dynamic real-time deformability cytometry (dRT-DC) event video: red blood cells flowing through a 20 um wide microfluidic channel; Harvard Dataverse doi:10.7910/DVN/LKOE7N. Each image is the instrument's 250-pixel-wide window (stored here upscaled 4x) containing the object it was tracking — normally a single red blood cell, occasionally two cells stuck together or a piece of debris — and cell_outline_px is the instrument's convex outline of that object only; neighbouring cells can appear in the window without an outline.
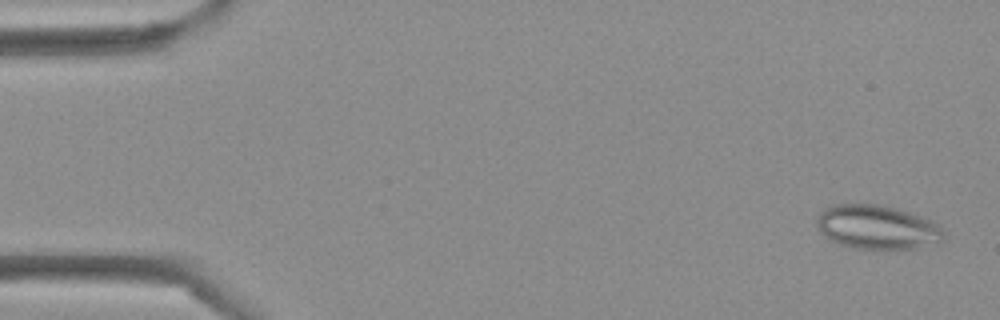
{"species": "Egyptian fruit bat (a non-hibernating species)", "species_latin": "Rousettus aegyptiacus", "temperature_condition": "cold", "stored_images_in_passage": 44, "camera_frame_rate_fps": 3000, "um_per_image_px": 0.085, "frame": {"image": 1, "passage_image": 2, "time_ms": 0.333, "image_size_px": [1000, 320], "cell_outline_px": [[944, 240], [916, 248], [856, 248], [840, 244], [824, 236], [816, 224], [816, 216], [824, 208], [832, 204], [880, 204], [896, 208], [932, 220], [940, 224], [944, 232]], "centroid_in_image_um": [74.55, 19.28], "position_along_channel_um": 10.4, "area_um2": 32.54}}
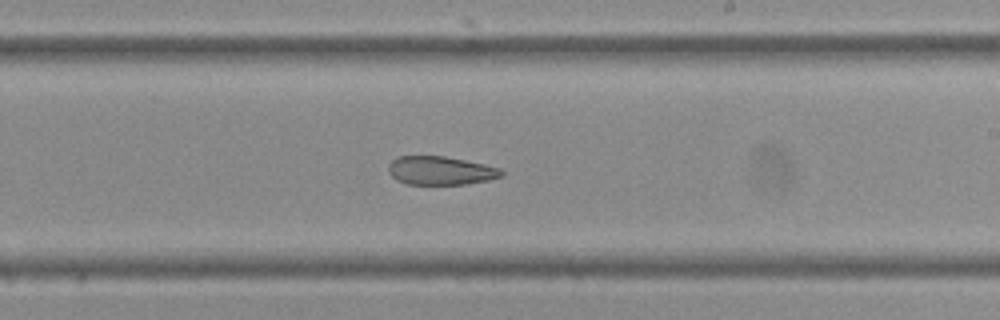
{"frame": {"image": 2, "passage_image": 26, "time_ms": 8.333, "image_size_px": [1000, 320], "cell_outline_px": [[504, 176], [488, 180], [464, 184], [408, 184], [396, 180], [388, 172], [388, 164], [396, 156], [444, 156], [484, 164], [500, 168], [504, 172]], "centroid_in_image_um": [37.43, 14.5], "position_along_channel_um": 251.6, "area_um2": 18.84}}
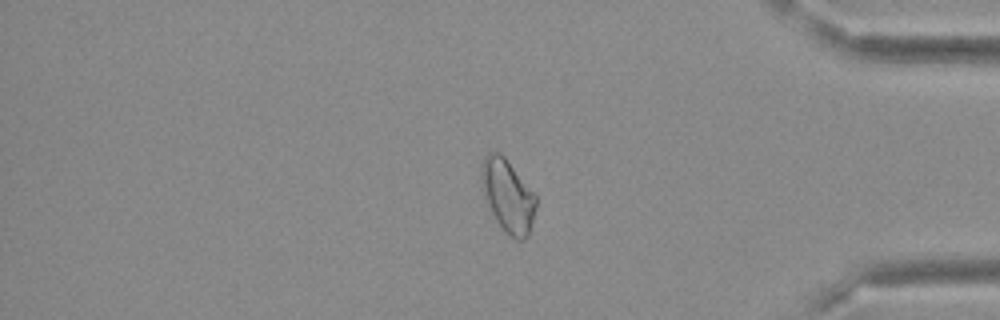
{"frame": {"image": 3, "passage_image": 37, "time_ms": 12.0, "image_size_px": [1000, 320], "cell_outline_px": [[536, 208], [528, 236], [524, 240], [516, 240], [496, 220], [484, 200], [480, 176], [480, 168], [484, 156], [488, 152], [500, 152], [504, 156], [536, 196]], "centroid_in_image_um": [43.13, 16.61], "position_along_channel_um": 392.1, "area_um2": 23.0}}